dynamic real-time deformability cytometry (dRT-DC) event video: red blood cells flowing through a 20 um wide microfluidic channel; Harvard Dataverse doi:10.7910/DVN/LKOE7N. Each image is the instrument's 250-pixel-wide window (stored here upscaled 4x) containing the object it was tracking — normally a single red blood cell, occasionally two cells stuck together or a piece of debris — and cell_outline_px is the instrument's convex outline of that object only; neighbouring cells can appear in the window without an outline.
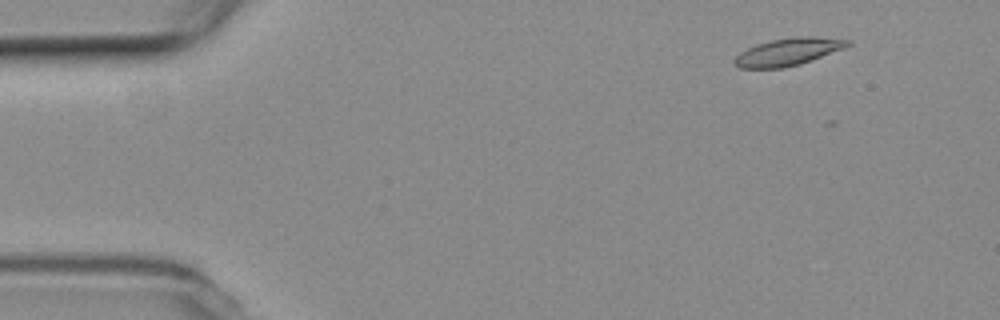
{"species": "common noctule bat (a hibernating species)", "species_latin": "Nyctalus noctula", "temperature_condition": "room temperature", "stored_images_in_passage": 11, "camera_frame_rate_fps": 3000, "um_per_image_px": 0.085, "animal": {"sex": "female", "body_mass_g": 19.3, "forearm_length_mm": 54.1}, "frame": {"image": 1, "passage_image": 5, "time_ms": 1.333, "image_size_px": [1000, 320], "cell_outline_px": [[852, 44], [844, 48], [800, 64], [784, 68], [740, 68], [732, 64], [732, 60], [740, 52], [756, 44], [772, 40], [792, 36], [816, 36], [852, 40]], "centroid_in_image_um": [66.98, 4.4], "position_along_channel_um": 18.0, "area_um2": 18.26}}